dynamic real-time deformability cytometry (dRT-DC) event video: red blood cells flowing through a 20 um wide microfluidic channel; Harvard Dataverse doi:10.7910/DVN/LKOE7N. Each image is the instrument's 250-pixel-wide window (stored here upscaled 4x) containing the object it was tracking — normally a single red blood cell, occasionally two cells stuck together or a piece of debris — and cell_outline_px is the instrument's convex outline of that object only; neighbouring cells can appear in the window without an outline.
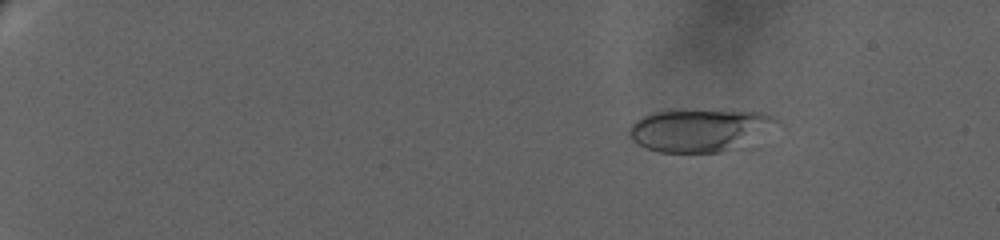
{"species": "human", "species_latin": "Homo sapiens", "temperature_condition": "warm", "stored_images_in_passage": 114, "camera_frame_rate_fps": 3000, "um_per_image_px": 0.085, "donor": {"sex": "female"}, "frame": {"image": 1, "passage_image": 19, "time_ms": 4.0, "image_size_px": [1000, 240], "cell_outline_px": [[784, 124], [720, 152], [660, 152], [648, 148], [632, 140], [628, 132], [628, 128], [636, 120], [652, 112], [676, 108], [680, 108], [764, 112], [780, 120]], "centroid_in_image_um": [59.44, 10.99], "position_along_channel_um": 25.6, "area_um2": 36.82}}
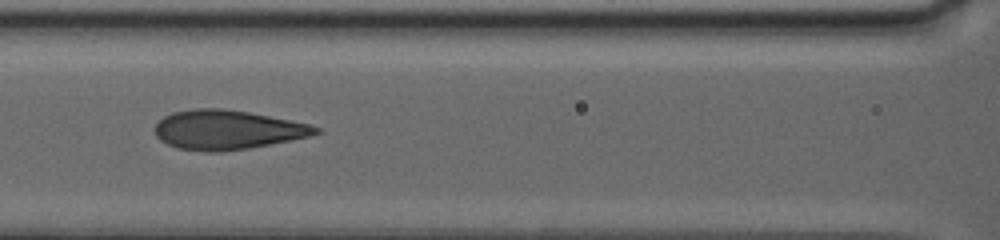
{"frame": {"image": 2, "passage_image": 60, "time_ms": 12.667, "image_size_px": [1000, 240], "cell_outline_px": [[320, 132], [308, 136], [248, 148], [220, 152], [208, 152], [176, 148], [160, 140], [156, 136], [156, 124], [164, 116], [172, 112], [196, 108], [220, 108], [248, 112], [308, 124], [320, 128]], "centroid_in_image_um": [19.26, 11.03], "position_along_channel_um": 147.3, "area_um2": 36.36}}
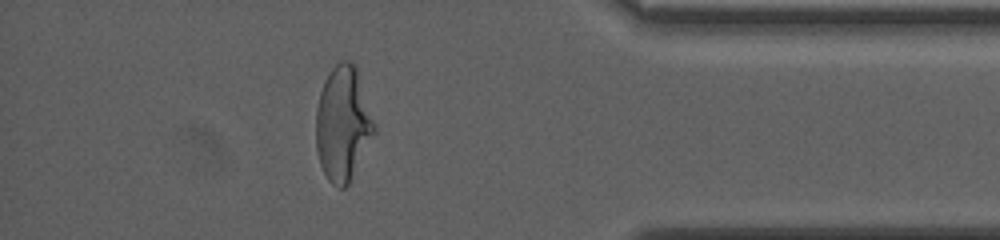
{"frame": {"image": 3, "passage_image": 101, "time_ms": 21.667, "image_size_px": [1000, 240], "cell_outline_px": [[376, 132], [348, 184], [344, 188], [340, 188], [332, 184], [328, 180], [320, 164], [316, 148], [316, 108], [320, 92], [324, 80], [332, 68], [340, 60], [348, 60], [356, 64], [376, 124]], "centroid_in_image_um": [29.16, 10.48], "position_along_channel_um": 406.0, "area_um2": 39.25}, "authors_computed_cell_mechanics": {"area_um2": 36.8186, "velocity_mm_per_s": 3.1071, "shape_relaxation_time_tau1_ms": 5.8188, "shape_relaxation_time_tau2_ms": null, "deformation_change_tau1": 0.2223, "deformation_change_tau2": null}}